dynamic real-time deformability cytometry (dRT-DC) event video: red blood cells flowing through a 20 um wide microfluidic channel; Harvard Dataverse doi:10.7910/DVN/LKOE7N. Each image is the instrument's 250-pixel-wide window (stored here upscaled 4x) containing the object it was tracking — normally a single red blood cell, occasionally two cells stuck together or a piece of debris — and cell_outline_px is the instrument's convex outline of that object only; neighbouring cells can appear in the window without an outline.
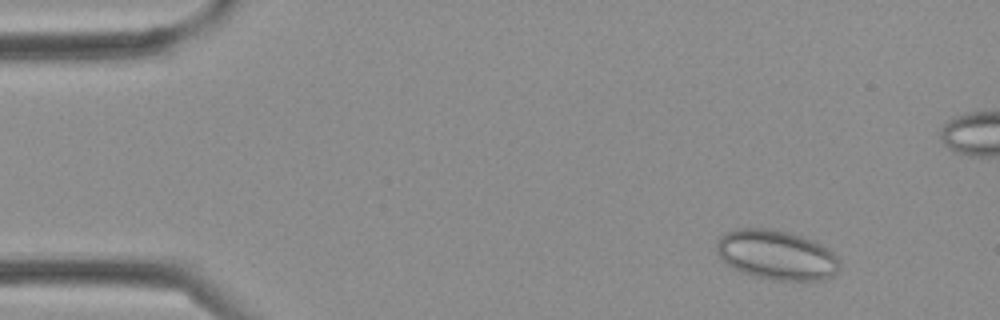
{"species": "Egyptian fruit bat (a non-hibernating species)", "species_latin": "Rousettus aegyptiacus", "temperature_condition": "cold", "stored_images_in_passage": 3, "camera_frame_rate_fps": 3000, "um_per_image_px": 0.085, "frame": {"image": 1, "passage_image": 3, "time_ms": 0.667, "image_size_px": [1000, 320], "cell_outline_px": [[840, 268], [832, 276], [820, 280], [776, 280], [756, 276], [732, 268], [716, 252], [716, 240], [724, 232], [736, 228], [772, 228], [788, 232], [812, 240], [828, 248], [840, 260]], "centroid_in_image_um": [65.99, 21.65], "position_along_channel_um": 19.0, "area_um2": 35.6}}